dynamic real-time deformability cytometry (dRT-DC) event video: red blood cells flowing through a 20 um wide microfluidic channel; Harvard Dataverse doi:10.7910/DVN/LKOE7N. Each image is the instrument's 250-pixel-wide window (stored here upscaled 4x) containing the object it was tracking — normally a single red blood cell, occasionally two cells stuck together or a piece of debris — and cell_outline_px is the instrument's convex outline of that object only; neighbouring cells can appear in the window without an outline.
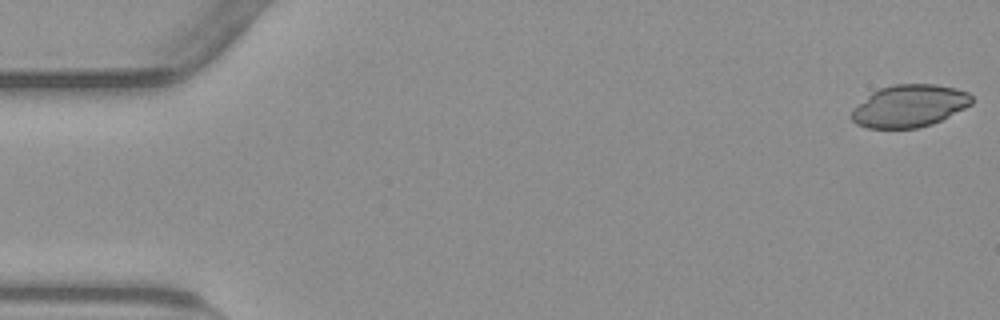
{"species": "common noctule bat (a hibernating species)", "species_latin": "Nyctalus noctula", "temperature_condition": "warm", "stored_images_in_passage": 54, "camera_frame_rate_fps": 3000, "um_per_image_px": 0.085, "animal": {"sex": "male", "body_mass_g": 23.1, "forearm_length_mm": 52.7}, "frame": {"image": 1, "passage_image": 1, "time_ms": 0.0, "image_size_px": [1000, 320], "cell_outline_px": [[972, 104], [932, 124], [916, 128], [868, 128], [856, 124], [852, 120], [852, 112], [872, 92], [880, 88], [892, 84], [936, 84], [956, 88], [968, 92], [972, 96]], "centroid_in_image_um": [77.33, 8.99], "position_along_channel_um": 7.7, "area_um2": 29.3}}